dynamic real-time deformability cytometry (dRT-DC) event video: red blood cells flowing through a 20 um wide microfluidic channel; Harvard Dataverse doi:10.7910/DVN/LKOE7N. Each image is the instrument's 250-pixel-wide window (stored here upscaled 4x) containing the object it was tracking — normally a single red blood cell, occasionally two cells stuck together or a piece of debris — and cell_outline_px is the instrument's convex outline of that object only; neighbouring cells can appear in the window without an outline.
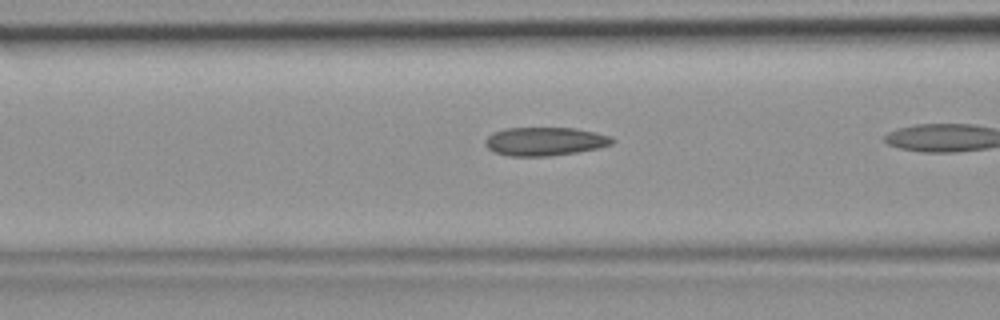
{"species": "common noctule bat (a hibernating species)", "species_latin": "Nyctalus noctula", "temperature_condition": "room temperature", "stored_images_in_passage": 30, "camera_frame_rate_fps": 3000, "um_per_image_px": 0.085, "animal": {"sex": "female", "body_mass_g": 19.9}, "frame": {"image": 1, "passage_image": 13, "time_ms": 4.0, "image_size_px": [1000, 320], "cell_outline_px": [[616, 140], [612, 144], [600, 148], [552, 156], [508, 156], [492, 152], [484, 144], [484, 140], [492, 132], [504, 128], [572, 128], [612, 136]], "centroid_in_image_um": [46.28, 12.02], "position_along_channel_um": 120.3, "area_um2": 21.27}}